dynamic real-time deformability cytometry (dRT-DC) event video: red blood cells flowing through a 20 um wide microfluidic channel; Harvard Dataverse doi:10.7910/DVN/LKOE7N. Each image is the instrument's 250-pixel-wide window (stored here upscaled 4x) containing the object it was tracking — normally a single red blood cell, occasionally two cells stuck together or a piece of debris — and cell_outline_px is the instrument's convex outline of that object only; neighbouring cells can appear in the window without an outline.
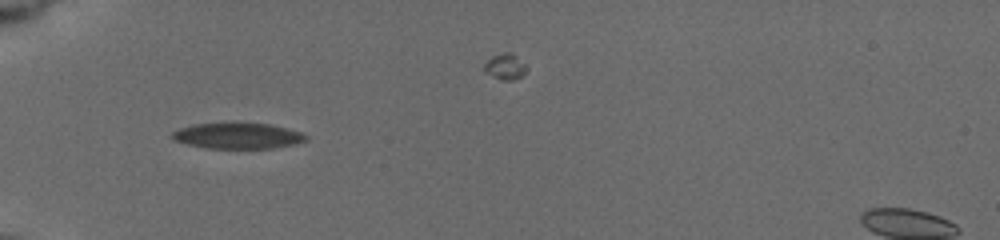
{"species": "common noctule bat (a hibernating species)", "species_latin": "Nyctalus noctula", "temperature_condition": "cold", "stored_images_in_passage": 45, "camera_frame_rate_fps": 3000, "um_per_image_px": 0.085, "animal": {"sex": "female", "body_mass_g": 19.5, "forearm_length_mm": 54.1}, "frame": {"image": 1, "passage_image": 2, "time_ms": 0.333, "image_size_px": [1000, 240], "cell_outline_px": [[308, 140], [296, 144], [272, 148], [204, 148], [172, 140], [168, 136], [172, 132], [180, 128], [192, 124], [232, 120], [236, 120], [272, 124], [304, 132], [308, 136]], "centroid_in_image_um": [20.2, 11.49], "position_along_channel_um": 64.8, "area_um2": 21.39}}
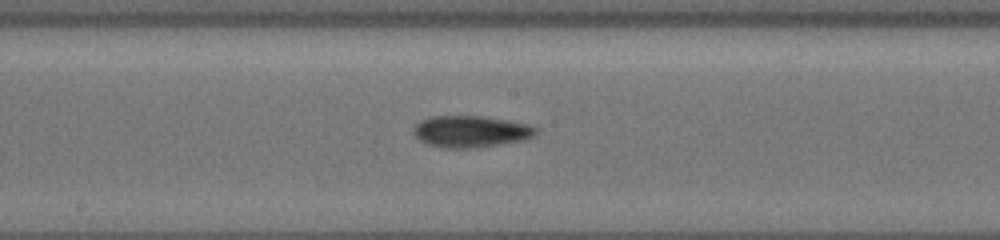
{"frame": {"image": 2, "passage_image": 20, "time_ms": 4.333, "image_size_px": [1000, 240], "cell_outline_px": [[540, 128], [536, 136], [524, 140], [472, 148], [448, 148], [428, 144], [420, 140], [412, 132], [416, 124], [420, 120], [432, 116], [484, 116], [532, 124]], "centroid_in_image_um": [40.09, 11.16], "position_along_channel_um": 208.1, "area_um2": 22.77}}
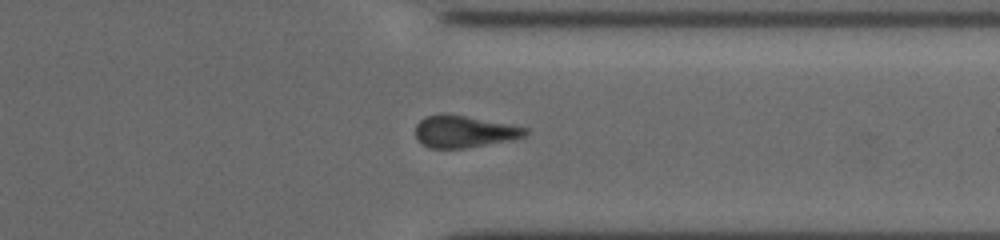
{"frame": {"image": 3, "passage_image": 37, "time_ms": 8.667, "image_size_px": [1000, 240], "cell_outline_px": [[528, 136], [512, 140], [464, 148], [428, 148], [420, 144], [416, 140], [416, 124], [420, 120], [428, 116], [464, 116], [528, 128]], "centroid_in_image_um": [39.46, 11.23], "position_along_channel_um": 371.9, "area_um2": 20.0}}